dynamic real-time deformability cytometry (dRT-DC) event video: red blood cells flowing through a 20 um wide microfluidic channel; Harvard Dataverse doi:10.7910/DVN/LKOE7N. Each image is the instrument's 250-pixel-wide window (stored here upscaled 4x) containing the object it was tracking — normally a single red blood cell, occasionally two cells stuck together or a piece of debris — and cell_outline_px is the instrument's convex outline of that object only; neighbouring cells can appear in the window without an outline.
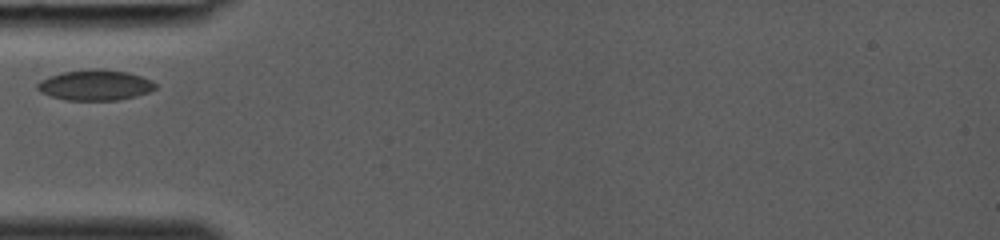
{"species": "common noctule bat (a hibernating species)", "species_latin": "Nyctalus noctula", "temperature_condition": "room temperature", "stored_images_in_passage": 21, "camera_frame_rate_fps": 3000, "um_per_image_px": 0.085, "animal": {"sex": "female", "body_mass_g": 19.0, "forearm_length_mm": 53.3}, "frame": {"image": 1, "passage_image": 1, "time_ms": 0.0, "image_size_px": [1000, 240], "cell_outline_px": [[156, 88], [148, 92], [136, 96], [120, 100], [64, 100], [48, 96], [40, 92], [36, 88], [36, 84], [40, 80], [48, 76], [60, 72], [92, 68], [100, 68], [128, 72], [152, 80], [156, 84]], "centroid_in_image_um": [8.05, 7.23], "position_along_channel_um": 77.0, "area_um2": 21.39}}